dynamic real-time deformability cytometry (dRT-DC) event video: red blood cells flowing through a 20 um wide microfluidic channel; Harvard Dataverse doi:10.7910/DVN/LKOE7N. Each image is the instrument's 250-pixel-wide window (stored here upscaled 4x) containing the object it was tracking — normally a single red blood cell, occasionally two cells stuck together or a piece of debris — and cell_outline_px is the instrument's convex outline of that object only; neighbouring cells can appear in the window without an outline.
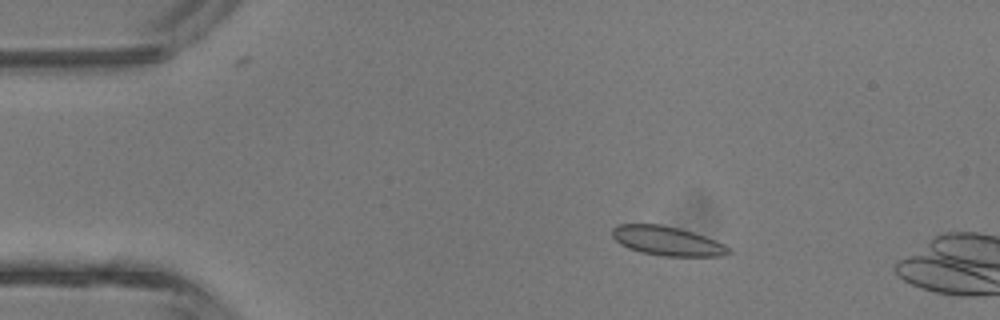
{"species": "common noctule bat (a hibernating species)", "species_latin": "Nyctalus noctula", "temperature_condition": "room temperature", "stored_images_in_passage": 5, "camera_frame_rate_fps": 3000, "um_per_image_px": 0.085, "animal": {"sex": "male", "body_mass_g": 13.3}, "frame": {"image": 1, "passage_image": 3, "time_ms": 2.0, "image_size_px": [1000, 320], "cell_outline_px": [[732, 252], [724, 256], [660, 256], [640, 252], [628, 248], [620, 244], [612, 236], [612, 228], [616, 224], [660, 224], [680, 228], [716, 240], [732, 248]], "centroid_in_image_um": [56.72, 20.48], "position_along_channel_um": 28.3, "area_um2": 20.06}}